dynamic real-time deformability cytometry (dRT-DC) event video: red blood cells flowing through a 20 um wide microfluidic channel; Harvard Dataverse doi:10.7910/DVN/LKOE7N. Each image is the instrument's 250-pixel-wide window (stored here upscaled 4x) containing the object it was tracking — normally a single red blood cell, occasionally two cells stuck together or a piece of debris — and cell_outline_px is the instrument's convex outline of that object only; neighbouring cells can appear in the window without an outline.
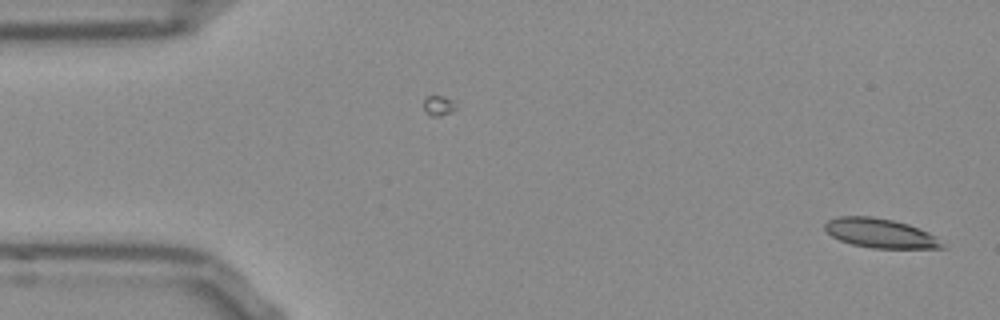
{"species": "Egyptian fruit bat (a non-hibernating species)", "species_latin": "Rousettus aegyptiacus", "temperature_condition": "room temperature", "stored_images_in_passage": 12, "camera_frame_rate_fps": 3000, "um_per_image_px": 0.085, "frame": {"image": 1, "passage_image": 1, "time_ms": 0.0, "image_size_px": [1000, 320], "cell_outline_px": [[944, 248], [872, 248], [852, 244], [840, 240], [832, 236], [824, 228], [824, 224], [828, 220], [840, 216], [872, 216], [892, 220], [908, 224], [928, 232], [936, 236], [944, 244]], "centroid_in_image_um": [74.82, 19.82], "position_along_channel_um": 10.2, "area_um2": 19.94}}